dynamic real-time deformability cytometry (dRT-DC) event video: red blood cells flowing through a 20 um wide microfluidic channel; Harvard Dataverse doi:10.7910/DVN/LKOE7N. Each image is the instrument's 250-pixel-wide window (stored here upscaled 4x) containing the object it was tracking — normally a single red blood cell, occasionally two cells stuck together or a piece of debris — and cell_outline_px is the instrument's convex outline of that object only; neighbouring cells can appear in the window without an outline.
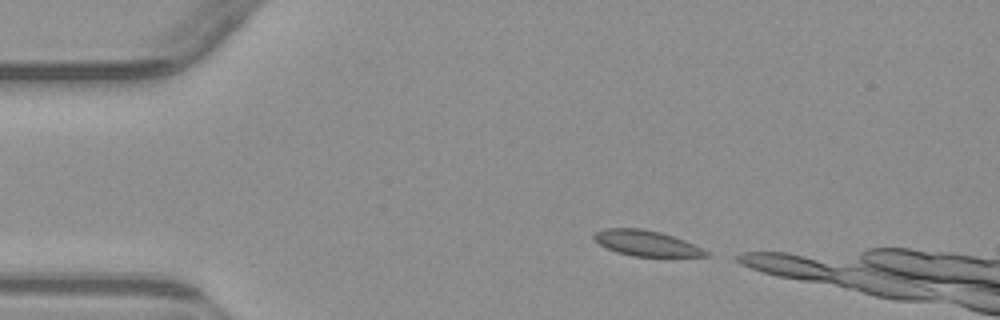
{"species": "common noctule bat (a hibernating species)", "species_latin": "Nyctalus noctula", "temperature_condition": "warm", "stored_images_in_passage": 3, "camera_frame_rate_fps": 3000, "um_per_image_px": 0.085, "animal": {"sex": "male", "body_mass_g": 23.1, "forearm_length_mm": 52.7}, "frame": {"image": 1, "passage_image": 1, "time_ms": 0.0, "image_size_px": [1000, 320], "cell_outline_px": [[712, 256], [632, 256], [616, 252], [600, 244], [592, 236], [596, 232], [604, 228], [640, 228], [660, 232], [684, 240], [708, 252]], "centroid_in_image_um": [54.91, 20.67], "position_along_channel_um": 30.1, "area_um2": 16.36}}